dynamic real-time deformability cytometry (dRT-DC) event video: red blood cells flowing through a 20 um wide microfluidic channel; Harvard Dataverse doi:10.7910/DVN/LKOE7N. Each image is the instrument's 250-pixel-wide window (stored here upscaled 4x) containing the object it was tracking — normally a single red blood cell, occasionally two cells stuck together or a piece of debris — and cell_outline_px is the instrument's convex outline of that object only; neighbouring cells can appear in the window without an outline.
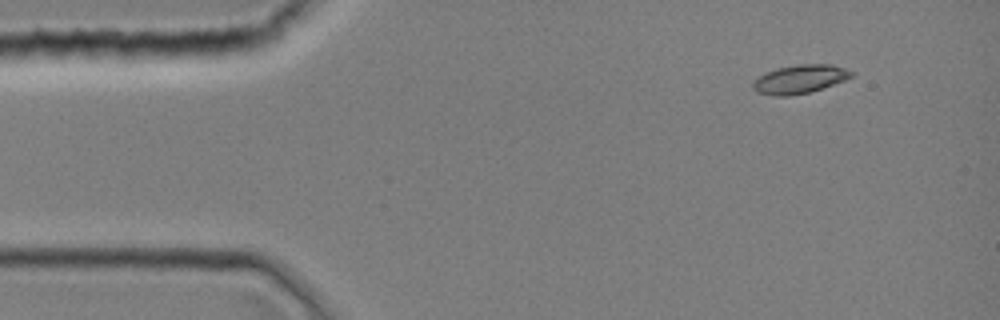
{"species": "common noctule bat (a hibernating species)", "species_latin": "Nyctalus noctula", "temperature_condition": "room temperature", "stored_images_in_passage": 1, "camera_frame_rate_fps": 3000, "um_per_image_px": 0.085, "animal": {"sex": "female", "body_mass_g": 19.0, "forearm_length_mm": 51.5}, "frame": {"image": 1, "passage_image": 1, "time_ms": 0.0, "image_size_px": [1000, 320], "cell_outline_px": [[852, 76], [844, 80], [808, 92], [788, 96], [772, 96], [756, 92], [752, 88], [752, 80], [776, 68], [800, 64], [832, 64], [844, 68], [852, 72]], "centroid_in_image_um": [67.92, 6.73], "position_along_channel_um": 17.1, "area_um2": 16.18}}